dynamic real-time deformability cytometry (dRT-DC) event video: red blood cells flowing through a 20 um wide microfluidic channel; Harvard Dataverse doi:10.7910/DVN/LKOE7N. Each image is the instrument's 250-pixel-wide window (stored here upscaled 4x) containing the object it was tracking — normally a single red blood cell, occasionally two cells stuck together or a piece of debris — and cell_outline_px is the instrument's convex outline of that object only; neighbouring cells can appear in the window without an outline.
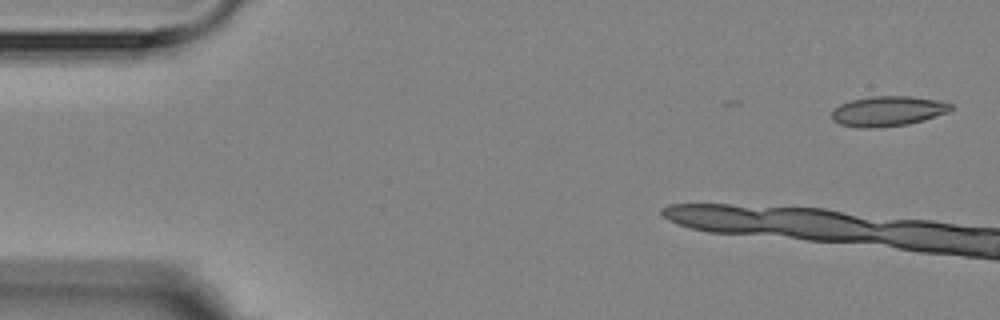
{"species": "Egyptian fruit bat (a non-hibernating species)", "species_latin": "Rousettus aegyptiacus", "temperature_condition": "room temperature", "stored_images_in_passage": 17, "camera_frame_rate_fps": 3000, "um_per_image_px": 0.085, "animal": {"sex": "female"}, "frame": {"image": 1, "passage_image": 1, "time_ms": 0.0, "image_size_px": [1000, 320], "cell_outline_px": [[956, 108], [948, 112], [924, 120], [908, 124], [876, 128], [860, 128], [840, 124], [832, 120], [832, 108], [840, 104], [852, 100], [872, 96], [912, 96], [940, 100], [952, 104]], "centroid_in_image_um": [75.49, 9.44], "position_along_channel_um": 9.5, "area_um2": 21.15}}
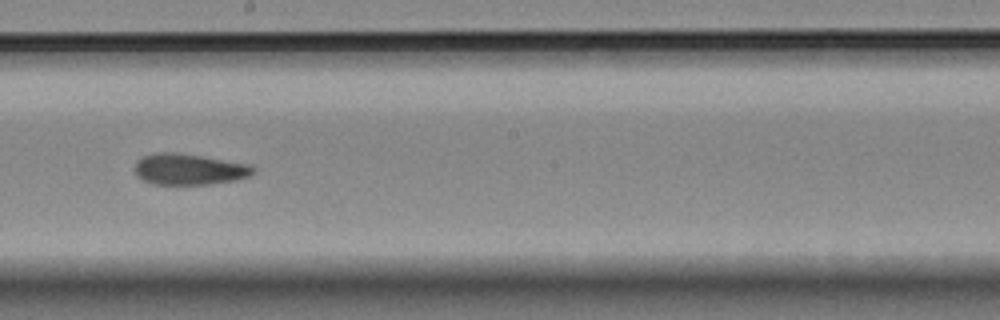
{"frame": {"image": 2, "passage_image": 11, "time_ms": 11.333, "image_size_px": [1000, 320], "cell_outline_px": [[256, 168], [248, 176], [236, 180], [208, 184], [152, 184], [140, 180], [136, 176], [132, 168], [136, 160], [144, 156], [156, 152], [176, 152], [252, 164]], "centroid_in_image_um": [16.01, 14.38], "position_along_channel_um": 232.2, "area_um2": 21.79}}
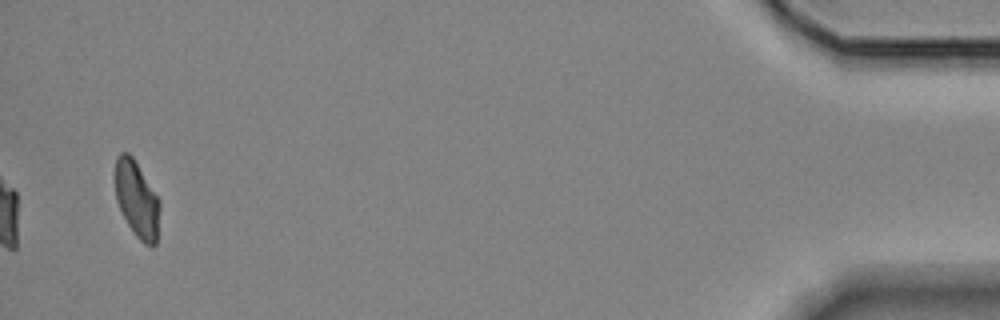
{"frame": {"image": 3, "passage_image": 17, "time_ms": 19.0, "image_size_px": [1000, 320], "cell_outline_px": [[160, 208], [156, 244], [152, 248], [144, 244], [136, 236], [128, 224], [116, 200], [112, 176], [112, 172], [116, 156], [120, 152], [128, 152], [132, 156], [160, 200]], "centroid_in_image_um": [11.59, 16.9], "position_along_channel_um": 423.6, "area_um2": 20.4}, "authors_computed_cell_mechanics": {"area_um2": 21.7906, "velocity_mm_per_s": 3.5716, "shape_relaxation_time_tau1_ms": 5.7528, "shape_relaxation_time_tau2_ms": 5.485, "deformation_change_tau1": 0.1152, "deformation_change_tau2": 0.1}}